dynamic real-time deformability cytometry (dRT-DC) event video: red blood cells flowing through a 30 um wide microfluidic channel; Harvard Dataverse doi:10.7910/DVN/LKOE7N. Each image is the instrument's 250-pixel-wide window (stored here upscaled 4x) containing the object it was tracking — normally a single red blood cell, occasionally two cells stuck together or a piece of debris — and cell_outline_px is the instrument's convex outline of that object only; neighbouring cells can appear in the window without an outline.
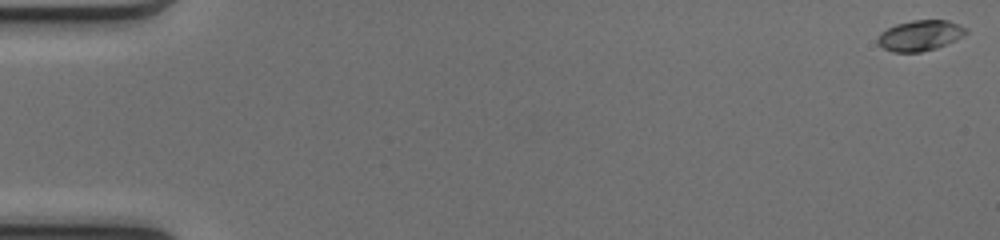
{"species": "common noctule bat (a hibernating species)", "species_latin": "Nyctalus noctula", "temperature_condition": "cold", "stored_images_in_passage": 51, "camera_frame_rate_fps": 3000, "um_per_image_px": 0.085, "animal": {"sex": "female", "body_mass_g": 17.0, "forearm_length_mm": 48.0}, "frame": {"image": 1, "passage_image": 1, "time_ms": 0.0, "image_size_px": [1000, 240], "cell_outline_px": [[968, 32], [936, 48], [920, 52], [892, 52], [884, 48], [876, 40], [880, 32], [896, 24], [912, 20], [948, 20], [968, 28]], "centroid_in_image_um": [78.17, 3.0], "position_along_channel_um": 6.8, "area_um2": 15.49}}
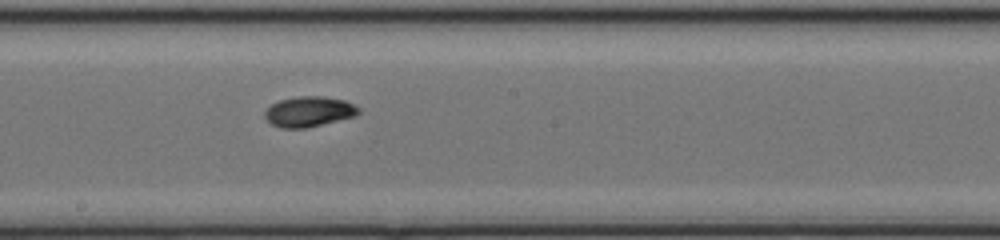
{"frame": {"image": 2, "passage_image": 29, "time_ms": 9.333, "image_size_px": [1000, 240], "cell_outline_px": [[360, 112], [356, 116], [308, 128], [280, 128], [272, 124], [264, 116], [264, 112], [272, 104], [280, 100], [296, 96], [324, 96], [344, 100], [360, 108]], "centroid_in_image_um": [26.28, 9.49], "position_along_channel_um": 221.9, "area_um2": 16.65}}
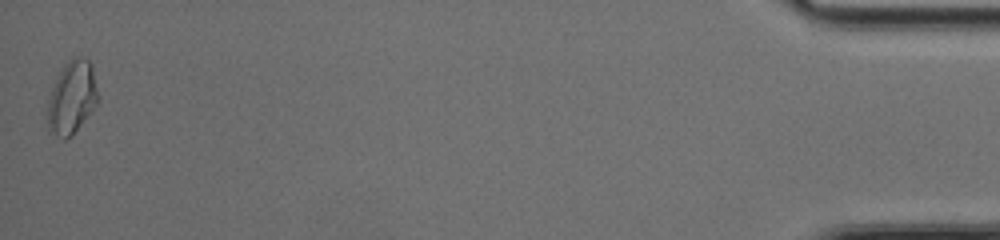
{"frame": {"image": 3, "passage_image": 51, "time_ms": 16.667, "image_size_px": [1000, 240], "cell_outline_px": [[100, 100], [76, 128], [64, 140], [48, 132], [48, 100], [56, 76], [64, 64], [72, 56], [80, 56], [88, 60], [92, 64], [100, 96]], "centroid_in_image_um": [6.12, 8.22], "position_along_channel_um": 429.1, "area_um2": 21.5}, "authors_computed_cell_mechanics": {"area_um2": 15.8372, "velocity_mm_per_s": 4.1195, "shape_relaxation_time_tau1_ms": 2.094, "shape_relaxation_time_tau2_ms": 1.6051, "deformation_change_tau1": 0.1155, "deformation_change_tau2": 0.0438}}